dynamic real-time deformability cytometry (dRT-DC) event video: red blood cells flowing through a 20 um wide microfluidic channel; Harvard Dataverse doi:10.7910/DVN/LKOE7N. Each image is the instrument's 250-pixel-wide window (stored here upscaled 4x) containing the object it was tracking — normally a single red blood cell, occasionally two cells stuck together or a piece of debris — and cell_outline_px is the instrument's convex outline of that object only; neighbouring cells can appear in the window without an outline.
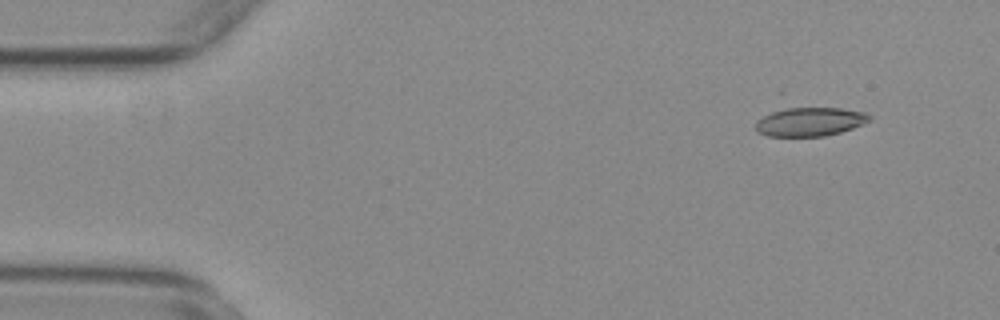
{"species": "common noctule bat (a hibernating species)", "species_latin": "Nyctalus noctula", "temperature_condition": "warm", "stored_images_in_passage": 55, "camera_frame_rate_fps": 3000, "um_per_image_px": 0.085, "animal": {"sex": "female", "body_mass_g": 29.2, "forearm_length_mm": 56.3}, "frame": {"image": 1, "passage_image": 5, "time_ms": 1.333, "image_size_px": [1000, 320], "cell_outline_px": [[872, 120], [864, 124], [840, 132], [824, 136], [768, 136], [756, 132], [756, 120], [780, 108], [840, 108], [864, 112], [872, 116]], "centroid_in_image_um": [68.85, 10.35], "position_along_channel_um": 16.1, "area_um2": 19.13}}
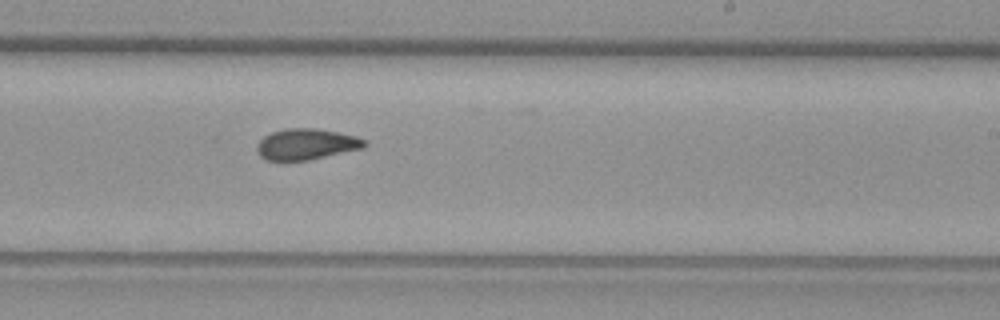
{"frame": {"image": 2, "passage_image": 33, "time_ms": 10.667, "image_size_px": [1000, 320], "cell_outline_px": [[368, 144], [364, 148], [308, 160], [264, 160], [256, 152], [256, 144], [264, 136], [272, 132], [284, 128], [316, 128], [356, 136], [368, 140]], "centroid_in_image_um": [26.04, 12.25], "position_along_channel_um": 263.0, "area_um2": 19.59}}
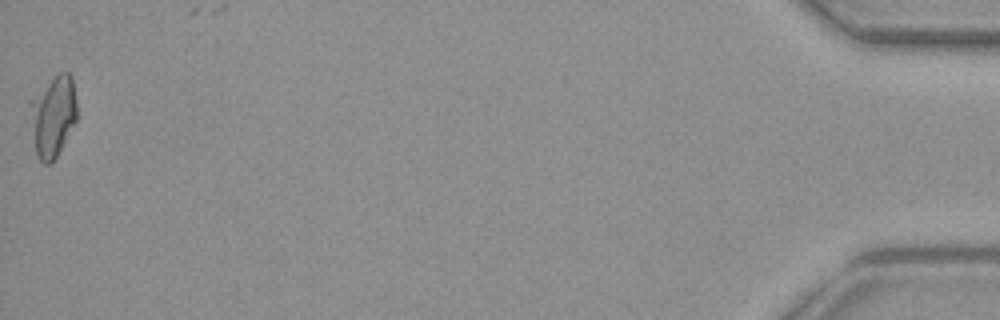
{"frame": {"image": 3, "passage_image": 55, "time_ms": 18.0, "image_size_px": [1000, 320], "cell_outline_px": [[76, 120], [56, 156], [48, 164], [44, 164], [36, 156], [28, 104], [28, 100], [60, 72], [68, 72], [72, 76], [76, 100]], "centroid_in_image_um": [4.48, 9.84], "position_along_channel_um": 430.7, "area_um2": 21.96}, "authors_computed_cell_mechanics": {"area_um2": 20.0566, "velocity_mm_per_s": 3.7327, "shape_relaxation_time_tau1_ms": 10.71, "shape_relaxation_time_tau2_ms": 2.144, "deformation_change_tau1": 0.1936, "deformation_change_tau2": 0.0771}}